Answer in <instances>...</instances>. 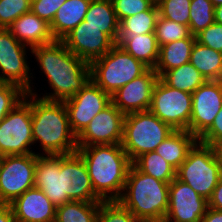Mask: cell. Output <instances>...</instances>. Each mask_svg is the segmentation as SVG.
<instances>
[{
	"instance_id": "30",
	"label": "cell",
	"mask_w": 222,
	"mask_h": 222,
	"mask_svg": "<svg viewBox=\"0 0 222 222\" xmlns=\"http://www.w3.org/2000/svg\"><path fill=\"white\" fill-rule=\"evenodd\" d=\"M101 202L70 201L56 207L55 222H96Z\"/></svg>"
},
{
	"instance_id": "38",
	"label": "cell",
	"mask_w": 222,
	"mask_h": 222,
	"mask_svg": "<svg viewBox=\"0 0 222 222\" xmlns=\"http://www.w3.org/2000/svg\"><path fill=\"white\" fill-rule=\"evenodd\" d=\"M118 21L150 10L155 4L152 0H111Z\"/></svg>"
},
{
	"instance_id": "36",
	"label": "cell",
	"mask_w": 222,
	"mask_h": 222,
	"mask_svg": "<svg viewBox=\"0 0 222 222\" xmlns=\"http://www.w3.org/2000/svg\"><path fill=\"white\" fill-rule=\"evenodd\" d=\"M31 0H0V28H8L21 15L31 11Z\"/></svg>"
},
{
	"instance_id": "11",
	"label": "cell",
	"mask_w": 222,
	"mask_h": 222,
	"mask_svg": "<svg viewBox=\"0 0 222 222\" xmlns=\"http://www.w3.org/2000/svg\"><path fill=\"white\" fill-rule=\"evenodd\" d=\"M111 95L92 80L72 98L64 101L70 127L78 137L90 121L111 103Z\"/></svg>"
},
{
	"instance_id": "18",
	"label": "cell",
	"mask_w": 222,
	"mask_h": 222,
	"mask_svg": "<svg viewBox=\"0 0 222 222\" xmlns=\"http://www.w3.org/2000/svg\"><path fill=\"white\" fill-rule=\"evenodd\" d=\"M159 76L154 69L148 68L112 96L114 106L124 114L148 111L152 103V91Z\"/></svg>"
},
{
	"instance_id": "26",
	"label": "cell",
	"mask_w": 222,
	"mask_h": 222,
	"mask_svg": "<svg viewBox=\"0 0 222 222\" xmlns=\"http://www.w3.org/2000/svg\"><path fill=\"white\" fill-rule=\"evenodd\" d=\"M88 25L100 28L116 44L118 42L119 21L111 0H91L84 18Z\"/></svg>"
},
{
	"instance_id": "29",
	"label": "cell",
	"mask_w": 222,
	"mask_h": 222,
	"mask_svg": "<svg viewBox=\"0 0 222 222\" xmlns=\"http://www.w3.org/2000/svg\"><path fill=\"white\" fill-rule=\"evenodd\" d=\"M132 164L139 171L162 182L170 184L176 178V169L155 151L140 155Z\"/></svg>"
},
{
	"instance_id": "17",
	"label": "cell",
	"mask_w": 222,
	"mask_h": 222,
	"mask_svg": "<svg viewBox=\"0 0 222 222\" xmlns=\"http://www.w3.org/2000/svg\"><path fill=\"white\" fill-rule=\"evenodd\" d=\"M67 49L89 64L105 55L116 43L100 28L82 21L62 39Z\"/></svg>"
},
{
	"instance_id": "9",
	"label": "cell",
	"mask_w": 222,
	"mask_h": 222,
	"mask_svg": "<svg viewBox=\"0 0 222 222\" xmlns=\"http://www.w3.org/2000/svg\"><path fill=\"white\" fill-rule=\"evenodd\" d=\"M37 154L6 155L0 165V204L10 205L35 184Z\"/></svg>"
},
{
	"instance_id": "31",
	"label": "cell",
	"mask_w": 222,
	"mask_h": 222,
	"mask_svg": "<svg viewBox=\"0 0 222 222\" xmlns=\"http://www.w3.org/2000/svg\"><path fill=\"white\" fill-rule=\"evenodd\" d=\"M158 16V6L154 5L148 11L124 18L119 21L118 36H138L153 33Z\"/></svg>"
},
{
	"instance_id": "16",
	"label": "cell",
	"mask_w": 222,
	"mask_h": 222,
	"mask_svg": "<svg viewBox=\"0 0 222 222\" xmlns=\"http://www.w3.org/2000/svg\"><path fill=\"white\" fill-rule=\"evenodd\" d=\"M63 195L70 201L102 202L95 194L86 164L77 153L60 155Z\"/></svg>"
},
{
	"instance_id": "21",
	"label": "cell",
	"mask_w": 222,
	"mask_h": 222,
	"mask_svg": "<svg viewBox=\"0 0 222 222\" xmlns=\"http://www.w3.org/2000/svg\"><path fill=\"white\" fill-rule=\"evenodd\" d=\"M7 29L19 42L30 45L31 49L55 40L50 31V24L31 11L21 15Z\"/></svg>"
},
{
	"instance_id": "35",
	"label": "cell",
	"mask_w": 222,
	"mask_h": 222,
	"mask_svg": "<svg viewBox=\"0 0 222 222\" xmlns=\"http://www.w3.org/2000/svg\"><path fill=\"white\" fill-rule=\"evenodd\" d=\"M96 222H140L119 201H102Z\"/></svg>"
},
{
	"instance_id": "20",
	"label": "cell",
	"mask_w": 222,
	"mask_h": 222,
	"mask_svg": "<svg viewBox=\"0 0 222 222\" xmlns=\"http://www.w3.org/2000/svg\"><path fill=\"white\" fill-rule=\"evenodd\" d=\"M60 172V155L44 157L37 154L34 187L40 189L56 207L70 202L69 197L63 195Z\"/></svg>"
},
{
	"instance_id": "46",
	"label": "cell",
	"mask_w": 222,
	"mask_h": 222,
	"mask_svg": "<svg viewBox=\"0 0 222 222\" xmlns=\"http://www.w3.org/2000/svg\"><path fill=\"white\" fill-rule=\"evenodd\" d=\"M214 22L222 24V4L214 8Z\"/></svg>"
},
{
	"instance_id": "34",
	"label": "cell",
	"mask_w": 222,
	"mask_h": 222,
	"mask_svg": "<svg viewBox=\"0 0 222 222\" xmlns=\"http://www.w3.org/2000/svg\"><path fill=\"white\" fill-rule=\"evenodd\" d=\"M157 6L161 17L189 26L191 0H162Z\"/></svg>"
},
{
	"instance_id": "48",
	"label": "cell",
	"mask_w": 222,
	"mask_h": 222,
	"mask_svg": "<svg viewBox=\"0 0 222 222\" xmlns=\"http://www.w3.org/2000/svg\"><path fill=\"white\" fill-rule=\"evenodd\" d=\"M162 0H152V2L157 5L158 3H160Z\"/></svg>"
},
{
	"instance_id": "8",
	"label": "cell",
	"mask_w": 222,
	"mask_h": 222,
	"mask_svg": "<svg viewBox=\"0 0 222 222\" xmlns=\"http://www.w3.org/2000/svg\"><path fill=\"white\" fill-rule=\"evenodd\" d=\"M149 110L174 130L189 132L192 94L168 86L159 77L152 91Z\"/></svg>"
},
{
	"instance_id": "7",
	"label": "cell",
	"mask_w": 222,
	"mask_h": 222,
	"mask_svg": "<svg viewBox=\"0 0 222 222\" xmlns=\"http://www.w3.org/2000/svg\"><path fill=\"white\" fill-rule=\"evenodd\" d=\"M196 142L185 161L176 170V178L188 184L195 192L208 200L220 177V168L212 146Z\"/></svg>"
},
{
	"instance_id": "2",
	"label": "cell",
	"mask_w": 222,
	"mask_h": 222,
	"mask_svg": "<svg viewBox=\"0 0 222 222\" xmlns=\"http://www.w3.org/2000/svg\"><path fill=\"white\" fill-rule=\"evenodd\" d=\"M76 152L86 164L95 194L102 201H118L132 164L122 144L78 147Z\"/></svg>"
},
{
	"instance_id": "44",
	"label": "cell",
	"mask_w": 222,
	"mask_h": 222,
	"mask_svg": "<svg viewBox=\"0 0 222 222\" xmlns=\"http://www.w3.org/2000/svg\"><path fill=\"white\" fill-rule=\"evenodd\" d=\"M0 222H15L14 213L10 205L0 204Z\"/></svg>"
},
{
	"instance_id": "1",
	"label": "cell",
	"mask_w": 222,
	"mask_h": 222,
	"mask_svg": "<svg viewBox=\"0 0 222 222\" xmlns=\"http://www.w3.org/2000/svg\"><path fill=\"white\" fill-rule=\"evenodd\" d=\"M54 93L41 99L64 102L91 80L89 63L71 53L62 40L32 48Z\"/></svg>"
},
{
	"instance_id": "41",
	"label": "cell",
	"mask_w": 222,
	"mask_h": 222,
	"mask_svg": "<svg viewBox=\"0 0 222 222\" xmlns=\"http://www.w3.org/2000/svg\"><path fill=\"white\" fill-rule=\"evenodd\" d=\"M199 139L198 142L210 146L222 142V107L211 127Z\"/></svg>"
},
{
	"instance_id": "10",
	"label": "cell",
	"mask_w": 222,
	"mask_h": 222,
	"mask_svg": "<svg viewBox=\"0 0 222 222\" xmlns=\"http://www.w3.org/2000/svg\"><path fill=\"white\" fill-rule=\"evenodd\" d=\"M31 101L22 100L0 123V154L26 155L33 144Z\"/></svg>"
},
{
	"instance_id": "39",
	"label": "cell",
	"mask_w": 222,
	"mask_h": 222,
	"mask_svg": "<svg viewBox=\"0 0 222 222\" xmlns=\"http://www.w3.org/2000/svg\"><path fill=\"white\" fill-rule=\"evenodd\" d=\"M195 37L198 43L222 53V24L214 22Z\"/></svg>"
},
{
	"instance_id": "25",
	"label": "cell",
	"mask_w": 222,
	"mask_h": 222,
	"mask_svg": "<svg viewBox=\"0 0 222 222\" xmlns=\"http://www.w3.org/2000/svg\"><path fill=\"white\" fill-rule=\"evenodd\" d=\"M196 38H184L160 46L154 71L161 77L166 71L190 62L191 50Z\"/></svg>"
},
{
	"instance_id": "4",
	"label": "cell",
	"mask_w": 222,
	"mask_h": 222,
	"mask_svg": "<svg viewBox=\"0 0 222 222\" xmlns=\"http://www.w3.org/2000/svg\"><path fill=\"white\" fill-rule=\"evenodd\" d=\"M118 200L140 222H163L168 209L169 183L139 171L131 164L124 191Z\"/></svg>"
},
{
	"instance_id": "23",
	"label": "cell",
	"mask_w": 222,
	"mask_h": 222,
	"mask_svg": "<svg viewBox=\"0 0 222 222\" xmlns=\"http://www.w3.org/2000/svg\"><path fill=\"white\" fill-rule=\"evenodd\" d=\"M117 45L148 68H155L160 46L154 32L138 36H118Z\"/></svg>"
},
{
	"instance_id": "45",
	"label": "cell",
	"mask_w": 222,
	"mask_h": 222,
	"mask_svg": "<svg viewBox=\"0 0 222 222\" xmlns=\"http://www.w3.org/2000/svg\"><path fill=\"white\" fill-rule=\"evenodd\" d=\"M213 151L215 153V157L218 161L220 173L222 176V142H219L215 145H212Z\"/></svg>"
},
{
	"instance_id": "22",
	"label": "cell",
	"mask_w": 222,
	"mask_h": 222,
	"mask_svg": "<svg viewBox=\"0 0 222 222\" xmlns=\"http://www.w3.org/2000/svg\"><path fill=\"white\" fill-rule=\"evenodd\" d=\"M91 0H67L58 9L50 24L55 40H62L85 18Z\"/></svg>"
},
{
	"instance_id": "27",
	"label": "cell",
	"mask_w": 222,
	"mask_h": 222,
	"mask_svg": "<svg viewBox=\"0 0 222 222\" xmlns=\"http://www.w3.org/2000/svg\"><path fill=\"white\" fill-rule=\"evenodd\" d=\"M190 63L207 80H222V53L195 41Z\"/></svg>"
},
{
	"instance_id": "19",
	"label": "cell",
	"mask_w": 222,
	"mask_h": 222,
	"mask_svg": "<svg viewBox=\"0 0 222 222\" xmlns=\"http://www.w3.org/2000/svg\"><path fill=\"white\" fill-rule=\"evenodd\" d=\"M10 206L15 222H55L56 206L36 187L17 197Z\"/></svg>"
},
{
	"instance_id": "13",
	"label": "cell",
	"mask_w": 222,
	"mask_h": 222,
	"mask_svg": "<svg viewBox=\"0 0 222 222\" xmlns=\"http://www.w3.org/2000/svg\"><path fill=\"white\" fill-rule=\"evenodd\" d=\"M24 47L25 44L19 42L7 28H0V69L5 75L1 74L0 83L18 85L27 94H32Z\"/></svg>"
},
{
	"instance_id": "15",
	"label": "cell",
	"mask_w": 222,
	"mask_h": 222,
	"mask_svg": "<svg viewBox=\"0 0 222 222\" xmlns=\"http://www.w3.org/2000/svg\"><path fill=\"white\" fill-rule=\"evenodd\" d=\"M208 208V200L188 184L175 178L169 184L167 214L163 222H201Z\"/></svg>"
},
{
	"instance_id": "6",
	"label": "cell",
	"mask_w": 222,
	"mask_h": 222,
	"mask_svg": "<svg viewBox=\"0 0 222 222\" xmlns=\"http://www.w3.org/2000/svg\"><path fill=\"white\" fill-rule=\"evenodd\" d=\"M91 80L111 96L142 75L148 67L115 44L105 55L90 64Z\"/></svg>"
},
{
	"instance_id": "47",
	"label": "cell",
	"mask_w": 222,
	"mask_h": 222,
	"mask_svg": "<svg viewBox=\"0 0 222 222\" xmlns=\"http://www.w3.org/2000/svg\"><path fill=\"white\" fill-rule=\"evenodd\" d=\"M210 1L213 3L214 7H217L222 4V0H210Z\"/></svg>"
},
{
	"instance_id": "28",
	"label": "cell",
	"mask_w": 222,
	"mask_h": 222,
	"mask_svg": "<svg viewBox=\"0 0 222 222\" xmlns=\"http://www.w3.org/2000/svg\"><path fill=\"white\" fill-rule=\"evenodd\" d=\"M160 78L168 86L191 94L206 82V79L190 62L166 71Z\"/></svg>"
},
{
	"instance_id": "24",
	"label": "cell",
	"mask_w": 222,
	"mask_h": 222,
	"mask_svg": "<svg viewBox=\"0 0 222 222\" xmlns=\"http://www.w3.org/2000/svg\"><path fill=\"white\" fill-rule=\"evenodd\" d=\"M197 141L198 139L188 131L175 130L156 148L155 152L177 170Z\"/></svg>"
},
{
	"instance_id": "14",
	"label": "cell",
	"mask_w": 222,
	"mask_h": 222,
	"mask_svg": "<svg viewBox=\"0 0 222 222\" xmlns=\"http://www.w3.org/2000/svg\"><path fill=\"white\" fill-rule=\"evenodd\" d=\"M125 114L111 102L98 113L77 137V147L90 145L121 144Z\"/></svg>"
},
{
	"instance_id": "40",
	"label": "cell",
	"mask_w": 222,
	"mask_h": 222,
	"mask_svg": "<svg viewBox=\"0 0 222 222\" xmlns=\"http://www.w3.org/2000/svg\"><path fill=\"white\" fill-rule=\"evenodd\" d=\"M67 0H33L31 12L51 24L56 12Z\"/></svg>"
},
{
	"instance_id": "37",
	"label": "cell",
	"mask_w": 222,
	"mask_h": 222,
	"mask_svg": "<svg viewBox=\"0 0 222 222\" xmlns=\"http://www.w3.org/2000/svg\"><path fill=\"white\" fill-rule=\"evenodd\" d=\"M27 92L20 86L12 83H0V123L6 115L22 100L25 99Z\"/></svg>"
},
{
	"instance_id": "32",
	"label": "cell",
	"mask_w": 222,
	"mask_h": 222,
	"mask_svg": "<svg viewBox=\"0 0 222 222\" xmlns=\"http://www.w3.org/2000/svg\"><path fill=\"white\" fill-rule=\"evenodd\" d=\"M154 33L159 46L184 38H196L191 34L189 26L168 20L160 15L157 17Z\"/></svg>"
},
{
	"instance_id": "12",
	"label": "cell",
	"mask_w": 222,
	"mask_h": 222,
	"mask_svg": "<svg viewBox=\"0 0 222 222\" xmlns=\"http://www.w3.org/2000/svg\"><path fill=\"white\" fill-rule=\"evenodd\" d=\"M222 107V80H207L192 93L189 133L199 138L211 127Z\"/></svg>"
},
{
	"instance_id": "3",
	"label": "cell",
	"mask_w": 222,
	"mask_h": 222,
	"mask_svg": "<svg viewBox=\"0 0 222 222\" xmlns=\"http://www.w3.org/2000/svg\"><path fill=\"white\" fill-rule=\"evenodd\" d=\"M31 101L33 141H41L47 155L77 151V137L70 127L64 102L35 98ZM36 100V101H35Z\"/></svg>"
},
{
	"instance_id": "33",
	"label": "cell",
	"mask_w": 222,
	"mask_h": 222,
	"mask_svg": "<svg viewBox=\"0 0 222 222\" xmlns=\"http://www.w3.org/2000/svg\"><path fill=\"white\" fill-rule=\"evenodd\" d=\"M214 8L210 0H191L189 29L192 35L214 23Z\"/></svg>"
},
{
	"instance_id": "5",
	"label": "cell",
	"mask_w": 222,
	"mask_h": 222,
	"mask_svg": "<svg viewBox=\"0 0 222 222\" xmlns=\"http://www.w3.org/2000/svg\"><path fill=\"white\" fill-rule=\"evenodd\" d=\"M175 130L150 110L125 114L122 147L133 162L140 155L155 151Z\"/></svg>"
},
{
	"instance_id": "49",
	"label": "cell",
	"mask_w": 222,
	"mask_h": 222,
	"mask_svg": "<svg viewBox=\"0 0 222 222\" xmlns=\"http://www.w3.org/2000/svg\"><path fill=\"white\" fill-rule=\"evenodd\" d=\"M3 155L2 154H0V165H1V162H2V159H3Z\"/></svg>"
},
{
	"instance_id": "43",
	"label": "cell",
	"mask_w": 222,
	"mask_h": 222,
	"mask_svg": "<svg viewBox=\"0 0 222 222\" xmlns=\"http://www.w3.org/2000/svg\"><path fill=\"white\" fill-rule=\"evenodd\" d=\"M201 222H222V211L208 207Z\"/></svg>"
},
{
	"instance_id": "42",
	"label": "cell",
	"mask_w": 222,
	"mask_h": 222,
	"mask_svg": "<svg viewBox=\"0 0 222 222\" xmlns=\"http://www.w3.org/2000/svg\"><path fill=\"white\" fill-rule=\"evenodd\" d=\"M208 207L222 211V176L214 188L211 197L208 199Z\"/></svg>"
}]
</instances>
